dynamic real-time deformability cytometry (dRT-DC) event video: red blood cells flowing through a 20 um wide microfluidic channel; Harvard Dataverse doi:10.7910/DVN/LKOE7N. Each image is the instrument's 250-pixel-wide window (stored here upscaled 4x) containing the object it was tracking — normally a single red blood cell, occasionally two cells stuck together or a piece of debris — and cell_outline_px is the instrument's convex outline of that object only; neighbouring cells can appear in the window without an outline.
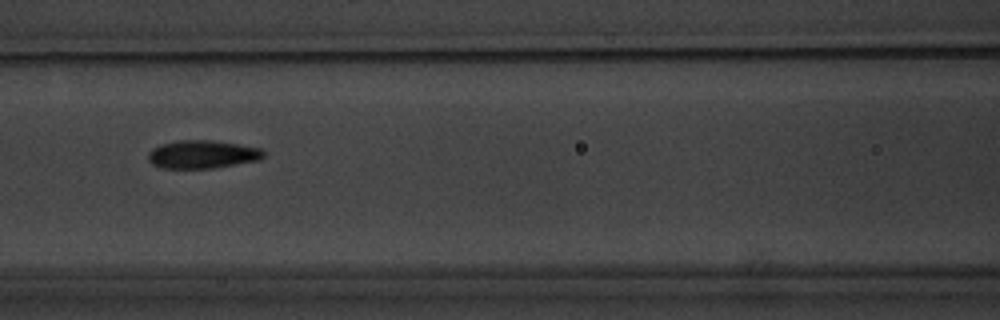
{"species": "common noctule bat (a hibernating species)", "species_latin": "Nyctalus noctula", "temperature_condition": "warm", "stored_images_in_passage": 16, "camera_frame_rate_fps": 3000, "um_per_image_px": 0.085, "animal": {"sex": "male", "body_mass_g": 20.1, "forearm_length_mm": 53.5}, "frame": {"image": 1, "passage_image": 7, "time_ms": 8.0, "image_size_px": [1000, 320], "cell_outline_px": [[264, 156], [260, 160], [212, 168], [160, 168], [152, 164], [148, 160], [148, 152], [152, 148], [160, 144], [180, 140], [212, 140], [240, 144], [260, 148], [264, 152]], "centroid_in_image_um": [17.18, 13.11], "position_along_channel_um": 149.4, "area_um2": 19.02}}
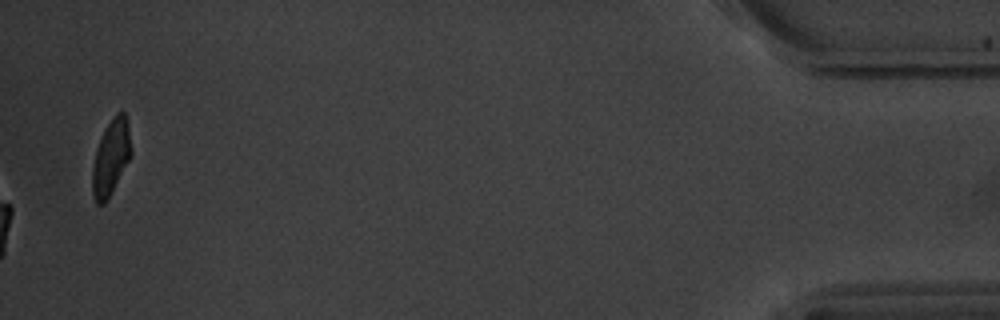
{"frame": {"image": 2, "passage_image": 16, "time_ms": 18.333, "image_size_px": [1000, 320], "cell_outline_px": [[132, 156], [104, 204], [96, 204], [92, 192], [92, 168], [96, 148], [108, 124], [116, 112], [124, 112], [128, 124], [132, 152]], "centroid_in_image_um": [9.43, 13.39], "position_along_channel_um": 425.8, "area_um2": 16.88}, "authors_computed_cell_mechanics": {"area_um2": 18.5249, "velocity_mm_per_s": 3.4551, "shape_relaxation_time_tau1_ms": 2.7049, "shape_relaxation_time_tau2_ms": 0.9342, "deformation_change_tau1": 0.1257, "deformation_change_tau2": 0.0537}}